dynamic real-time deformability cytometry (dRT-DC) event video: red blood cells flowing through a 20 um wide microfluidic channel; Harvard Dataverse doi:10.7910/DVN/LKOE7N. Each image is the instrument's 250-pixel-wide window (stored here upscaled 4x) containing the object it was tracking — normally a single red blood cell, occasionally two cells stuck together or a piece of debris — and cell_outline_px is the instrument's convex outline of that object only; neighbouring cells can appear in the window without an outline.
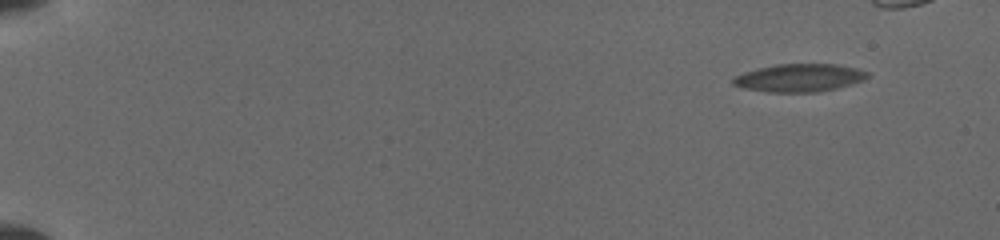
{"species": "common noctule bat (a hibernating species)", "species_latin": "Nyctalus noctula", "temperature_condition": "cold", "stored_images_in_passage": 73, "camera_frame_rate_fps": 3000, "um_per_image_px": 0.085, "animal": {"sex": "female", "body_mass_g": 19.5, "forearm_length_mm": 54.1}, "frame": {"image": 1, "passage_image": 1, "time_ms": 0.0, "image_size_px": [1000, 240], "cell_outline_px": [[868, 76], [860, 80], [836, 88], [816, 92], [768, 92], [744, 88], [732, 84], [732, 76], [744, 72], [776, 64], [836, 64], [856, 68], [868, 72]], "centroid_in_image_um": [67.88, 6.61], "position_along_channel_um": 17.1, "area_um2": 21.56}}
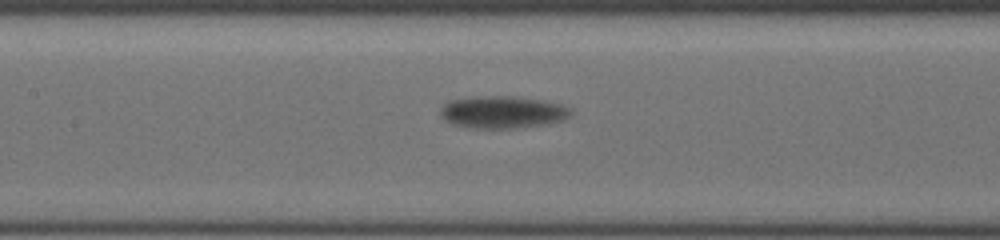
{"frame": {"image": 2, "passage_image": 50, "time_ms": 8.0, "image_size_px": [1000, 240], "cell_outline_px": [[572, 112], [564, 120], [548, 124], [516, 128], [476, 128], [456, 124], [440, 116], [440, 112], [444, 104], [452, 100], [484, 96], [512, 96], [544, 100], [560, 104], [572, 108]], "centroid_in_image_um": [42.8, 9.53], "position_along_channel_um": 164.6, "area_um2": 24.28}}
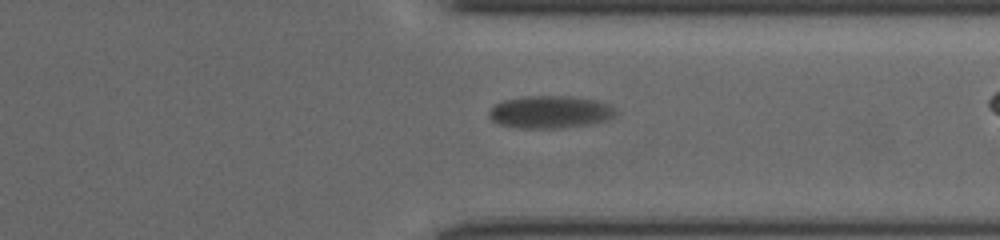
{"frame": {"image": 3, "passage_image": 69, "time_ms": 13.333, "image_size_px": [1000, 240], "cell_outline_px": [[616, 116], [608, 120], [592, 124], [560, 128], [520, 128], [500, 124], [492, 120], [488, 116], [488, 112], [496, 104], [504, 100], [524, 96], [572, 96], [600, 100], [616, 108]], "centroid_in_image_um": [46.82, 9.51], "position_along_channel_um": 364.6, "area_um2": 24.28}}